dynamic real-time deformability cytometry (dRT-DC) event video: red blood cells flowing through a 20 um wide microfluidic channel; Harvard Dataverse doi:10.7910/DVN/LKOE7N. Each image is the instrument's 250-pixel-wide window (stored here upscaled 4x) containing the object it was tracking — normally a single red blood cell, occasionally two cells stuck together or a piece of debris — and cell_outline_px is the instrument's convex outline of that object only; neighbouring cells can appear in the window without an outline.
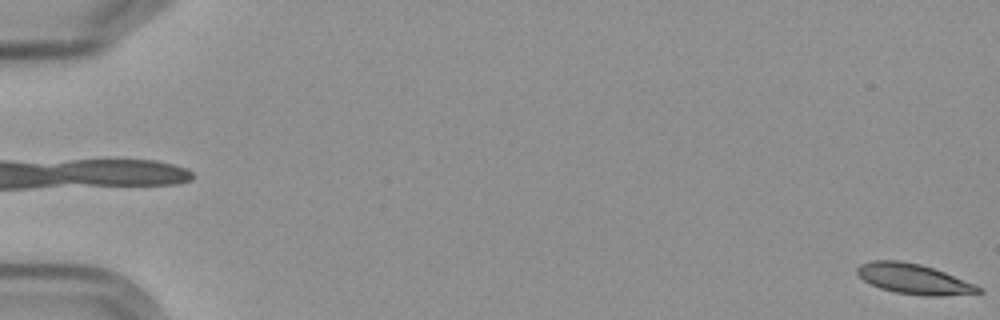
{"species": "Egyptian fruit bat (a non-hibernating species)", "species_latin": "Rousettus aegyptiacus", "temperature_condition": "cold", "stored_images_in_passage": 6, "camera_frame_rate_fps": 3000, "um_per_image_px": 0.085, "frame": {"image": 1, "passage_image": 6, "time_ms": 5.667, "image_size_px": [1000, 320], "cell_outline_px": [[984, 292], [940, 296], [928, 296], [896, 292], [880, 288], [864, 280], [856, 272], [856, 268], [860, 264], [872, 260], [900, 260], [920, 264], [944, 272], [976, 284], [984, 288]], "centroid_in_image_um": [77.7, 23.7], "position_along_channel_um": 7.3, "area_um2": 21.27}}